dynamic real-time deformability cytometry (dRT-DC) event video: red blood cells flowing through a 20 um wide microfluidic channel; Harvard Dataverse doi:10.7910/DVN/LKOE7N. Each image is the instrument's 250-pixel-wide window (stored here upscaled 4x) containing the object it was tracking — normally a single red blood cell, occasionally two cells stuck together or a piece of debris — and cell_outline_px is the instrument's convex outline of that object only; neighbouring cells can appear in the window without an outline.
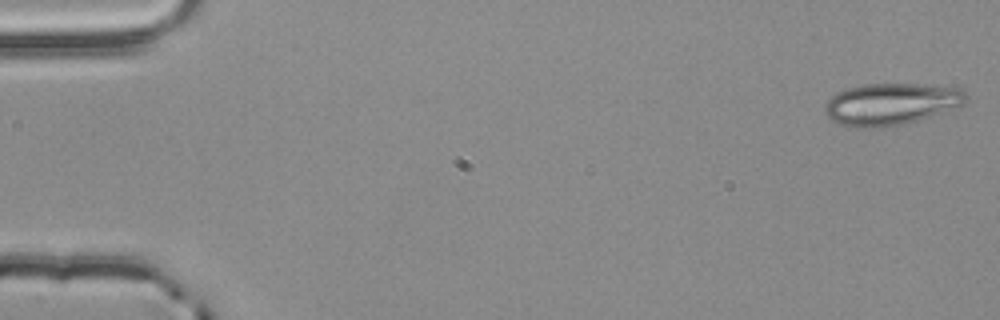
{"species": "common noctule bat (a hibernating species)", "species_latin": "Nyctalus noctula", "temperature_condition": "room temperature", "stored_images_in_passage": 5, "camera_frame_rate_fps": 3000, "um_per_image_px": 0.085, "animal": {"sex": "male", "body_mass_g": 20.4}, "frame": {"image": 1, "passage_image": 1, "time_ms": 0.0, "image_size_px": [1000, 320], "cell_outline_px": [[968, 96], [964, 104], [904, 124], [872, 128], [856, 128], [840, 124], [832, 120], [824, 112], [824, 104], [836, 92], [848, 88], [864, 84], [916, 84], [960, 88]], "centroid_in_image_um": [75.68, 8.84], "position_along_channel_um": 9.3, "area_um2": 34.1}}